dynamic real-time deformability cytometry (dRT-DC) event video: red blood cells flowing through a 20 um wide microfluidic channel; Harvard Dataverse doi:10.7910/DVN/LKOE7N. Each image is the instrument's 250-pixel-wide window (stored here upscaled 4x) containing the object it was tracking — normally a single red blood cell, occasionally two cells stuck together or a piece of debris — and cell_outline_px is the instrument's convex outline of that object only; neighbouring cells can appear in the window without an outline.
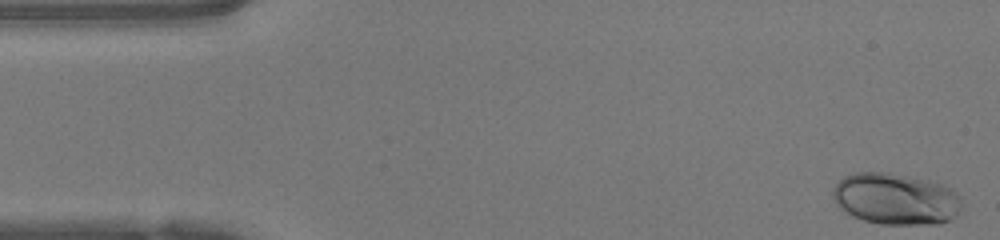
{"species": "human", "species_latin": "Homo sapiens", "temperature_condition": "warm", "stored_images_in_passage": 47, "camera_frame_rate_fps": 3000, "um_per_image_px": 0.085, "donor": {"sex": "female"}, "frame": {"image": 1, "passage_image": 1, "time_ms": 0.0, "image_size_px": [1000, 240], "cell_outline_px": [[960, 196], [956, 216], [940, 224], [880, 224], [864, 220], [848, 212], [832, 196], [832, 192], [836, 184], [844, 176], [856, 172], [888, 172], [928, 180], [952, 188]], "centroid_in_image_um": [76.15, 16.89], "position_along_channel_um": 8.8, "area_um2": 38.15}}
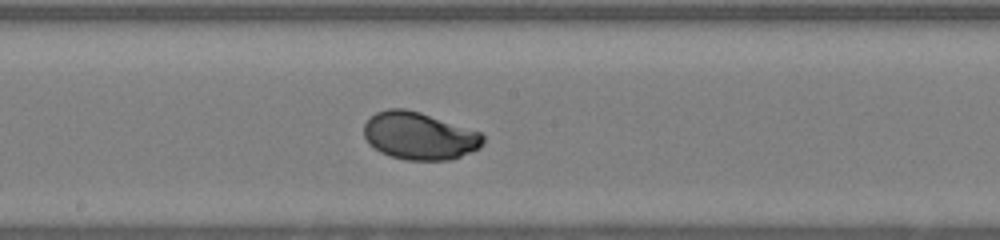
{"frame": {"image": 2, "passage_image": 24, "time_ms": 7.667, "image_size_px": [1000, 240], "cell_outline_px": [[484, 140], [480, 148], [460, 156], [448, 160], [408, 160], [392, 156], [380, 152], [368, 144], [364, 136], [364, 124], [376, 112], [388, 108], [404, 108], [420, 112], [480, 132], [484, 136]], "centroid_in_image_um": [35.62, 11.55], "position_along_channel_um": 212.6, "area_um2": 32.83}}
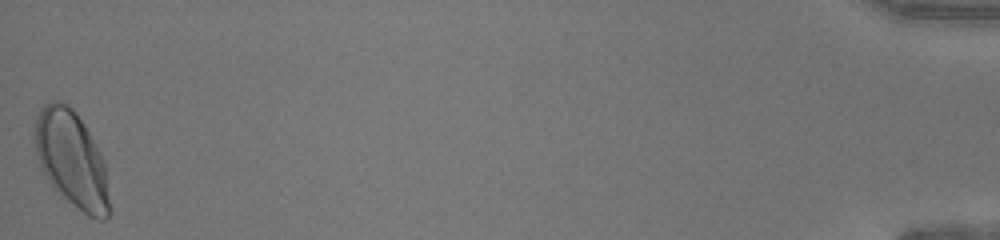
{"frame": {"image": 3, "passage_image": 47, "time_ms": 15.333, "image_size_px": [1000, 240], "cell_outline_px": [[112, 212], [104, 220], [100, 220], [88, 216], [72, 204], [48, 184], [40, 168], [36, 156], [32, 140], [32, 132], [36, 116], [40, 108], [44, 104], [52, 100], [56, 100], [72, 108], [76, 112], [84, 124], [100, 152], [104, 160], [112, 208]], "centroid_in_image_um": [6.06, 13.56], "position_along_channel_um": 429.1, "area_um2": 43.0}, "authors_computed_cell_mechanics": {"area_um2": 33.0616, "velocity_mm_per_s": 4.2297, "shape_relaxation_time_tau1_ms": 2.4753, "shape_relaxation_time_tau2_ms": null, "deformation_change_tau1": 0.1319, "deformation_change_tau2": null}}